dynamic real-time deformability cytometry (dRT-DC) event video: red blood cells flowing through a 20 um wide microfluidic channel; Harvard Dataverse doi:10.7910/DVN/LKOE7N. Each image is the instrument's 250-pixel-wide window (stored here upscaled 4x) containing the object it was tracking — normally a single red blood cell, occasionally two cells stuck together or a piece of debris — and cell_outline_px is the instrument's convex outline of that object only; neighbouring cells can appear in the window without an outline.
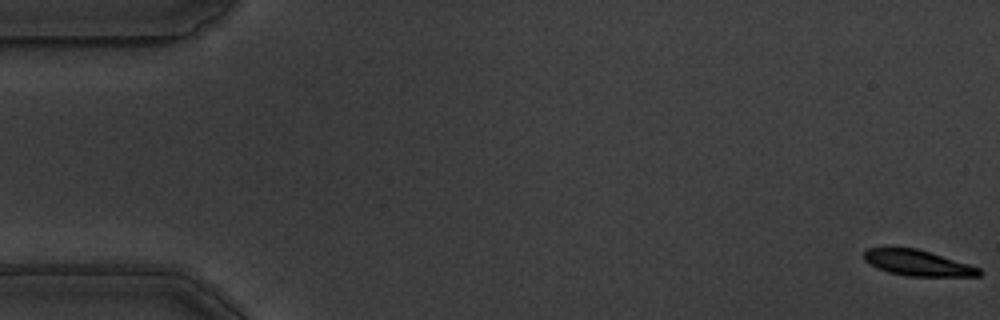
{"species": "common noctule bat (a hibernating species)", "species_latin": "Nyctalus noctula", "temperature_condition": "warm", "stored_images_in_passage": 58, "camera_frame_rate_fps": 3000, "um_per_image_px": 0.085, "animal": {"sex": "male", "body_mass_g": 19.5, "forearm_length_mm": 54.6}, "frame": {"image": 1, "passage_image": 1, "time_ms": 0.0, "image_size_px": [1000, 320], "cell_outline_px": [[980, 276], [908, 276], [888, 272], [876, 268], [864, 260], [864, 252], [868, 248], [916, 248], [968, 264], [980, 268]], "centroid_in_image_um": [77.97, 22.36], "position_along_channel_um": 7.0, "area_um2": 16.99}}
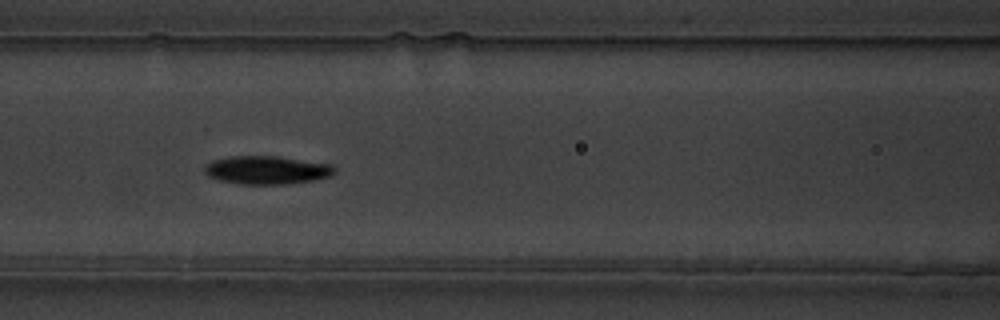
{"frame": {"image": 2, "passage_image": 25, "time_ms": 8.0, "image_size_px": [1000, 320], "cell_outline_px": [[336, 172], [328, 176], [312, 180], [292, 184], [240, 184], [220, 180], [208, 176], [204, 172], [204, 168], [212, 160], [232, 156], [276, 156], [332, 164], [336, 168]], "centroid_in_image_um": [22.69, 14.45], "position_along_channel_um": 143.9, "area_um2": 21.39}}
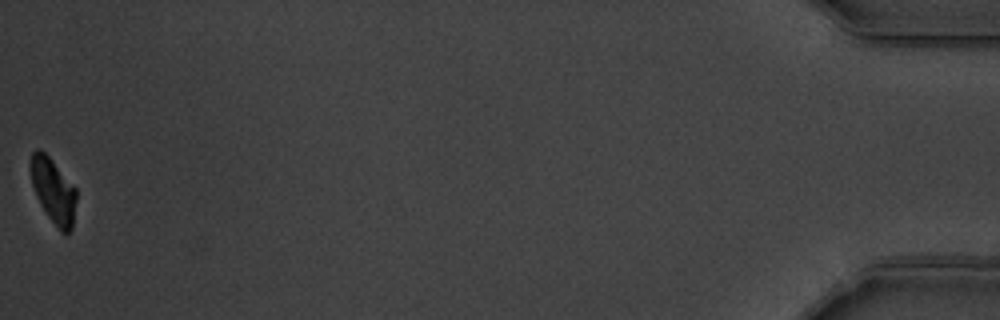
{"frame": {"image": 3, "passage_image": 58, "time_ms": 19.0, "image_size_px": [1000, 320], "cell_outline_px": [[76, 200], [72, 228], [68, 232], [60, 232], [48, 216], [40, 204], [36, 196], [32, 184], [32, 152], [36, 148], [44, 152], [52, 160], [76, 188]], "centroid_in_image_um": [4.55, 16.24], "position_along_channel_um": 430.6, "area_um2": 16.88}, "authors_computed_cell_mechanics": {"area_um2": 19.363, "velocity_mm_per_s": 3.5092, "shape_relaxation_time_tau1_ms": 2.1405, "shape_relaxation_time_tau2_ms": null, "deformation_change_tau1": 0.122, "deformation_change_tau2": null}}